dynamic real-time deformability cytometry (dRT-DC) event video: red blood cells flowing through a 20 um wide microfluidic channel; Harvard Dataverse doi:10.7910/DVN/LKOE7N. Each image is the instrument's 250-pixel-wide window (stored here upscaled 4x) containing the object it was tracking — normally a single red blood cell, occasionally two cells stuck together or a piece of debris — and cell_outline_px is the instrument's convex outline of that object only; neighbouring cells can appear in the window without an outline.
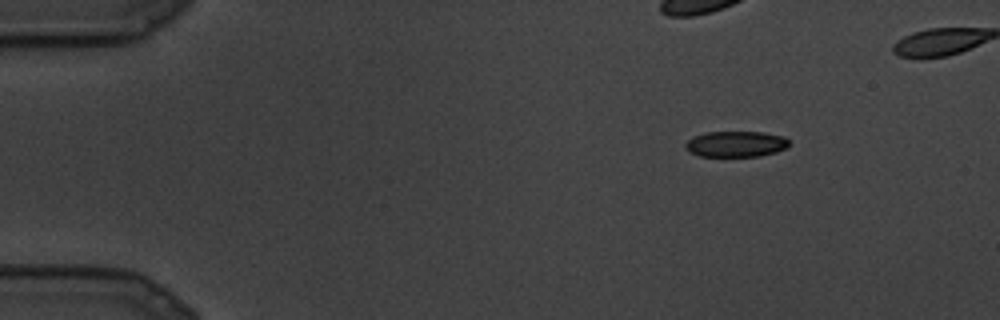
{"species": "common noctule bat (a hibernating species)", "species_latin": "Nyctalus noctula", "temperature_condition": "cold", "stored_images_in_passage": 12, "camera_frame_rate_fps": 3000, "um_per_image_px": 0.085, "animal": {"sex": "male", "body_mass_g": 19.5, "forearm_length_mm": 54.6}, "frame": {"image": 1, "passage_image": 3, "time_ms": 0.667, "image_size_px": [1000, 320], "cell_outline_px": [[788, 148], [776, 152], [760, 156], [700, 156], [688, 152], [684, 148], [684, 144], [692, 136], [704, 132], [764, 132], [784, 136], [788, 140]], "centroid_in_image_um": [62.52, 12.24], "position_along_channel_um": 22.5, "area_um2": 15.84}}
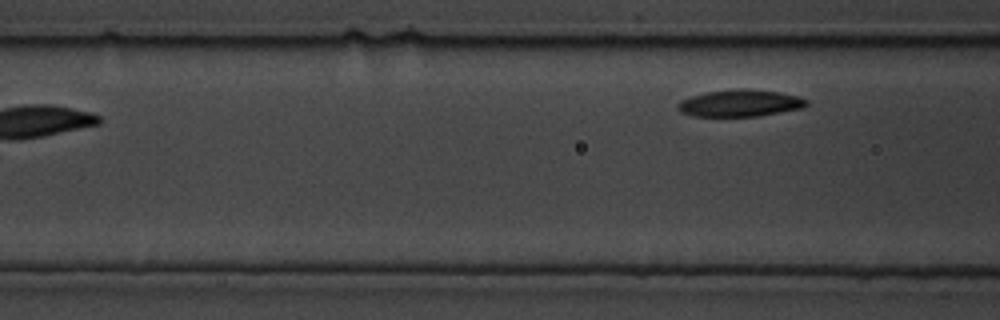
{"frame": {"image": 2, "passage_image": 12, "time_ms": 3.667, "image_size_px": [1000, 320], "cell_outline_px": [[808, 104], [804, 108], [756, 116], [692, 116], [680, 112], [676, 108], [676, 104], [680, 100], [692, 96], [708, 92], [740, 88], [748, 88], [780, 92], [800, 96], [808, 100]], "centroid_in_image_um": [62.92, 8.76], "position_along_channel_um": 103.7, "area_um2": 20.35}}